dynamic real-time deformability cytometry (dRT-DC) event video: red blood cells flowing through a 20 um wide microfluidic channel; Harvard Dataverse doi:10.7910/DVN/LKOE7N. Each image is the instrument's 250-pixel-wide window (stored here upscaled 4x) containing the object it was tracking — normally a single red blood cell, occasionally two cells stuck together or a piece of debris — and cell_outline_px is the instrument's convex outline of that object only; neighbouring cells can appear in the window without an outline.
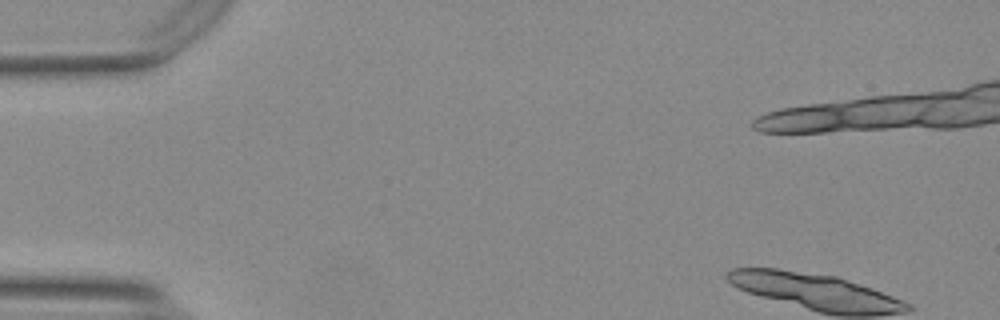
{"species": "Egyptian fruit bat (a non-hibernating species)", "species_latin": "Rousettus aegyptiacus", "temperature_condition": "warm", "stored_images_in_passage": 12, "camera_frame_rate_fps": 3000, "um_per_image_px": 0.085, "animal": {"sex": "female"}, "frame": {"image": 1, "passage_image": 3, "time_ms": 0.667, "image_size_px": [1000, 320], "cell_outline_px": [[968, 124], [812, 132], [776, 132], [796, 108], [828, 108]], "centroid_in_image_um": [72.14, 10.28], "position_along_channel_um": 12.9, "area_um2": 18.96}}